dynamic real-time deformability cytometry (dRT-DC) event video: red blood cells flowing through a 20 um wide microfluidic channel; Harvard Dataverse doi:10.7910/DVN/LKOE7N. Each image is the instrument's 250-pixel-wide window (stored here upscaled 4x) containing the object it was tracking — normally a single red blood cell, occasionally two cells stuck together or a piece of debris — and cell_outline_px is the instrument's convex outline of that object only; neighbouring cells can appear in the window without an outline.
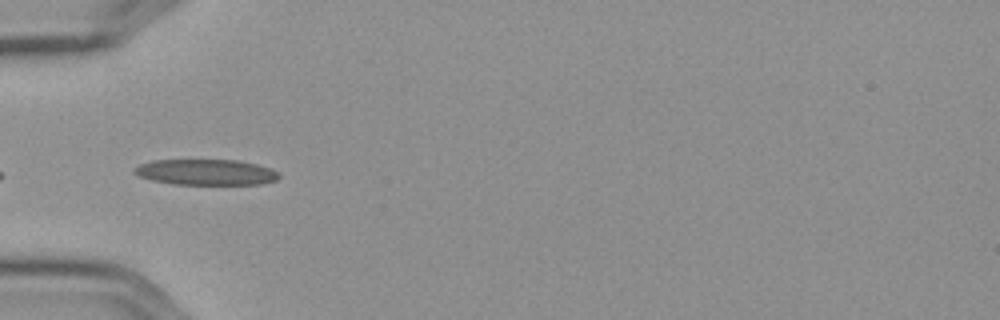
{"species": "Egyptian fruit bat (a non-hibernating species)", "species_latin": "Rousettus aegyptiacus", "temperature_condition": "cold", "stored_images_in_passage": 9, "camera_frame_rate_fps": 3000, "um_per_image_px": 0.085, "frame": {"image": 1, "passage_image": 4, "time_ms": 1.0, "image_size_px": [1000, 320], "cell_outline_px": [[280, 176], [276, 180], [260, 184], [176, 184], [152, 180], [140, 176], [132, 172], [132, 168], [140, 164], [152, 160], [236, 160], [256, 164], [272, 168]], "centroid_in_image_um": [17.48, 14.63], "position_along_channel_um": 67.5, "area_um2": 21.62}}
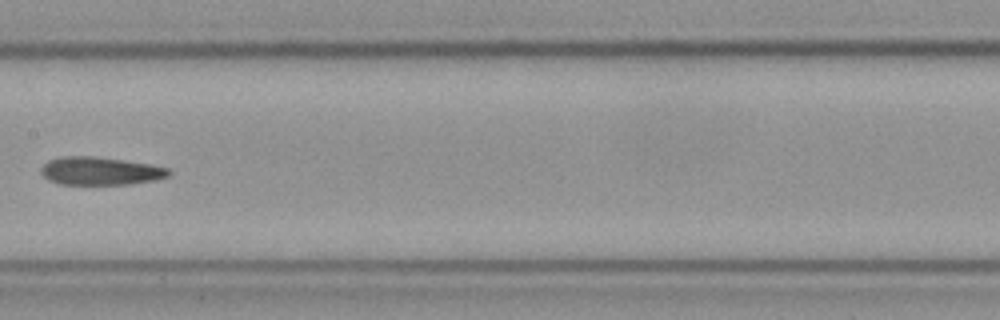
{"frame": {"image": 2, "passage_image": 7, "time_ms": 2.0, "image_size_px": [1000, 320], "cell_outline_px": [[172, 172], [168, 176], [156, 180], [128, 184], [60, 184], [48, 180], [40, 172], [40, 168], [48, 160], [60, 156], [92, 156], [148, 164], [168, 168]], "centroid_in_image_um": [8.49, 14.53], "position_along_channel_um": 198.9, "area_um2": 20.75}}
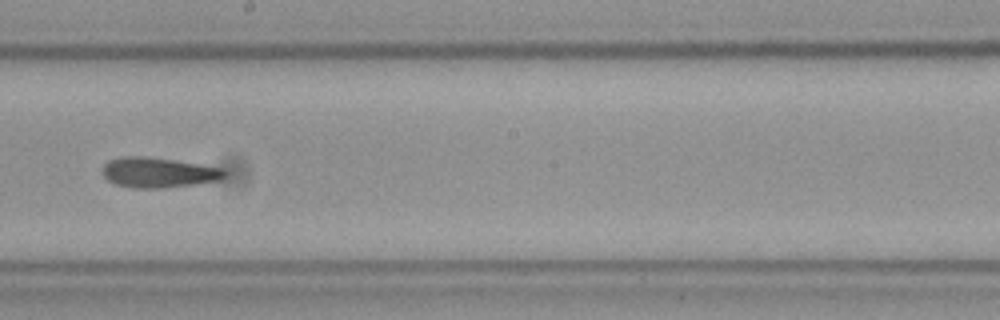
{"frame": {"image": 3, "passage_image": 8, "time_ms": 2.333, "image_size_px": [1000, 320], "cell_outline_px": [[228, 176], [224, 180], [196, 184], [160, 188], [132, 188], [116, 184], [108, 180], [104, 176], [104, 164], [108, 160], [124, 156], [144, 156], [172, 160], [224, 168], [228, 172]], "centroid_in_image_um": [13.54, 14.67], "position_along_channel_um": 234.7, "area_um2": 21.56}}